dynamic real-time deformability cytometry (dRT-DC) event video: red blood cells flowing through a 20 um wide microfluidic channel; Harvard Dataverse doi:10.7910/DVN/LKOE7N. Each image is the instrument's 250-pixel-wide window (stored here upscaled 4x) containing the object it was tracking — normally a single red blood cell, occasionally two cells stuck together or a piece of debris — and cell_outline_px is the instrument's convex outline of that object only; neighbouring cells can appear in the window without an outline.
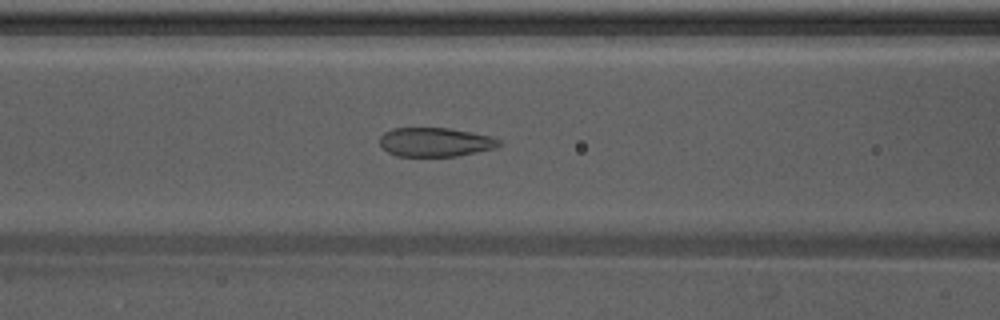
{"species": "Egyptian fruit bat (a non-hibernating species)", "species_latin": "Rousettus aegyptiacus", "temperature_condition": "warm", "stored_images_in_passage": 53, "camera_frame_rate_fps": 3000, "um_per_image_px": 0.085, "animal": {"sex": "male"}, "frame": {"image": 1, "passage_image": 21, "time_ms": 6.667, "image_size_px": [1000, 320], "cell_outline_px": [[500, 144], [496, 148], [456, 156], [396, 156], [388, 152], [380, 144], [380, 136], [384, 132], [392, 128], [448, 128], [472, 132], [492, 136], [500, 140]], "centroid_in_image_um": [36.99, 12.07], "position_along_channel_um": 129.6, "area_um2": 20.17}}
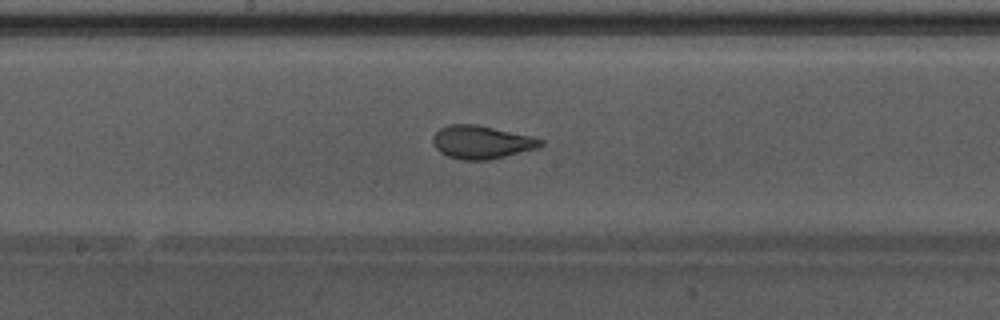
{"frame": {"image": 2, "passage_image": 27, "time_ms": 8.667, "image_size_px": [1000, 320], "cell_outline_px": [[544, 144], [536, 148], [488, 160], [460, 160], [448, 156], [440, 152], [436, 148], [432, 140], [432, 136], [440, 128], [448, 124], [476, 124], [532, 136], [544, 140]], "centroid_in_image_um": [40.9, 12.07], "position_along_channel_um": 207.3, "area_um2": 20.75}}
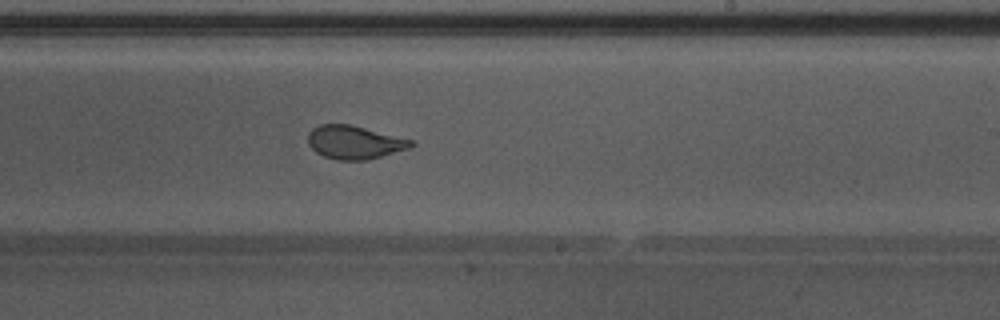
{"frame": {"image": 3, "passage_image": 31, "time_ms": 10.0, "image_size_px": [1000, 320], "cell_outline_px": [[416, 144], [408, 148], [380, 156], [364, 160], [336, 160], [324, 156], [316, 152], [308, 144], [308, 132], [312, 128], [320, 124], [348, 124], [416, 140]], "centroid_in_image_um": [30.12, 12.08], "position_along_channel_um": 258.9, "area_um2": 20.0}, "authors_computed_cell_mechanics": {"area_um2": 21.8484, "velocity_mm_per_s": 3.886, "shape_relaxation_time_tau1_ms": 4.0191, "shape_relaxation_time_tau2_ms": 0.9417, "deformation_change_tau1": 0.1519, "deformation_change_tau2": 0.0723}}